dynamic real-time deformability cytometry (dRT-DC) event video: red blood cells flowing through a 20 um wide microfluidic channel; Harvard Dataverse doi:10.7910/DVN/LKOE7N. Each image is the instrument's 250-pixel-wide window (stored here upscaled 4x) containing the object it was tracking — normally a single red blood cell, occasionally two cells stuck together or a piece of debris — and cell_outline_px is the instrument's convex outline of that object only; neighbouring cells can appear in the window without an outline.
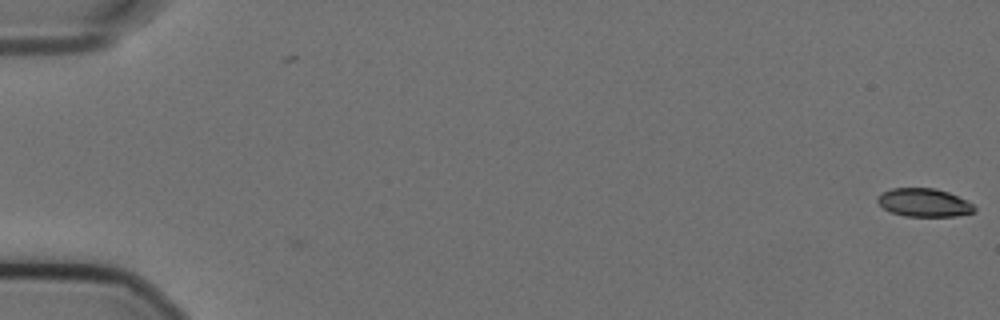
{"species": "Egyptian fruit bat (a non-hibernating species)", "species_latin": "Rousettus aegyptiacus", "temperature_condition": "cold", "stored_images_in_passage": 4, "camera_frame_rate_fps": 3000, "um_per_image_px": 0.085, "animal": {"sex": "female"}, "frame": {"image": 1, "passage_image": 4, "time_ms": 1.0, "image_size_px": [1000, 320], "cell_outline_px": [[976, 212], [956, 216], [904, 216], [892, 212], [884, 208], [876, 200], [884, 192], [892, 188], [936, 188], [948, 192], [972, 204], [976, 208]], "centroid_in_image_um": [78.56, 17.23], "position_along_channel_um": 6.4, "area_um2": 15.72}}